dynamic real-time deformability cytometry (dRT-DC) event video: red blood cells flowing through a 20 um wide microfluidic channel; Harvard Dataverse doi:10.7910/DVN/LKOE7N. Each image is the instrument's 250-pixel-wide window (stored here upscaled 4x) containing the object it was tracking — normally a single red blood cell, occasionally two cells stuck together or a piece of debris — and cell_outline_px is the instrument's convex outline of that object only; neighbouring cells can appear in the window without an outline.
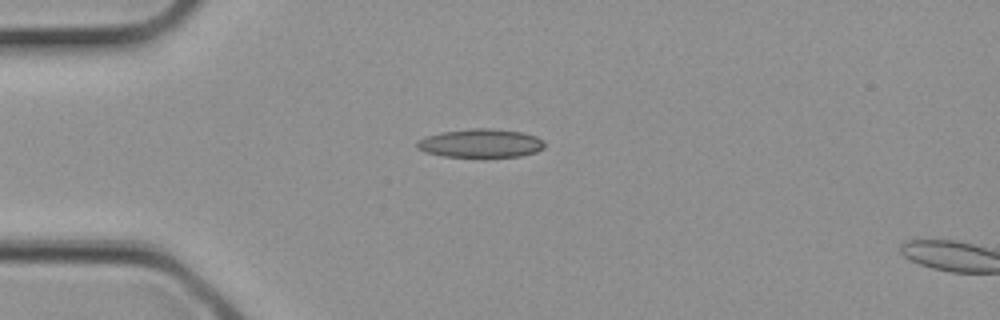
{"species": "common noctule bat (a hibernating species)", "species_latin": "Nyctalus noctula", "temperature_condition": "cold", "stored_images_in_passage": 2, "camera_frame_rate_fps": 3000, "um_per_image_px": 0.085, "animal": {"sex": "female", "body_mass_g": 21.9}, "frame": {"image": 1, "passage_image": 1, "time_ms": 0.0, "image_size_px": [1000, 320], "cell_outline_px": [[544, 148], [536, 152], [520, 156], [484, 160], [476, 160], [444, 156], [424, 152], [416, 148], [416, 140], [424, 136], [440, 132], [472, 128], [492, 128], [524, 132], [536, 136], [544, 140]], "centroid_in_image_um": [40.84, 12.22], "position_along_channel_um": 44.2, "area_um2": 22.6}}